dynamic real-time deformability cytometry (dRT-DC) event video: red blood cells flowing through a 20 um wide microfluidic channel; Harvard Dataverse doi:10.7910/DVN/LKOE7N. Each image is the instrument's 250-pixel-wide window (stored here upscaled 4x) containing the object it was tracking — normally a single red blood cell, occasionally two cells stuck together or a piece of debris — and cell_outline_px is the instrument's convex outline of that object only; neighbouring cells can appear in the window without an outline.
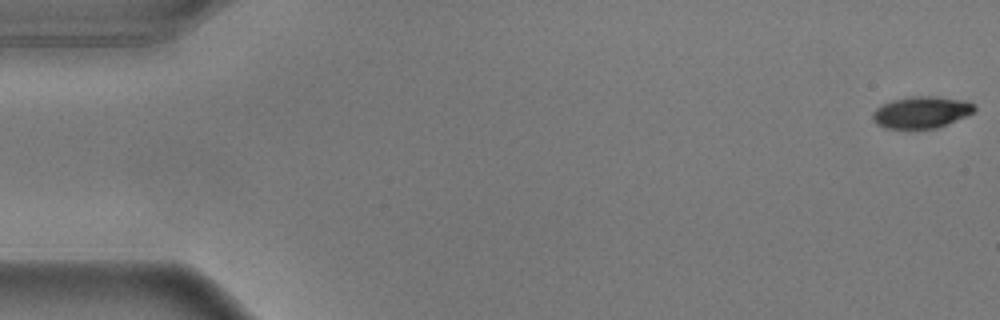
{"species": "common noctule bat (a hibernating species)", "species_latin": "Nyctalus noctula", "temperature_condition": "warm", "stored_images_in_passage": 56, "camera_frame_rate_fps": 3000, "um_per_image_px": 0.085, "animal": {"sex": "male", "body_mass_g": 17.9}, "frame": {"image": 1, "passage_image": 1, "time_ms": 0.0, "image_size_px": [1000, 320], "cell_outline_px": [[976, 108], [972, 112], [964, 116], [936, 128], [884, 128], [876, 124], [872, 120], [872, 112], [876, 108], [892, 100], [912, 96], [936, 96], [968, 100]], "centroid_in_image_um": [78.28, 9.53], "position_along_channel_um": 6.7, "area_um2": 18.67}}
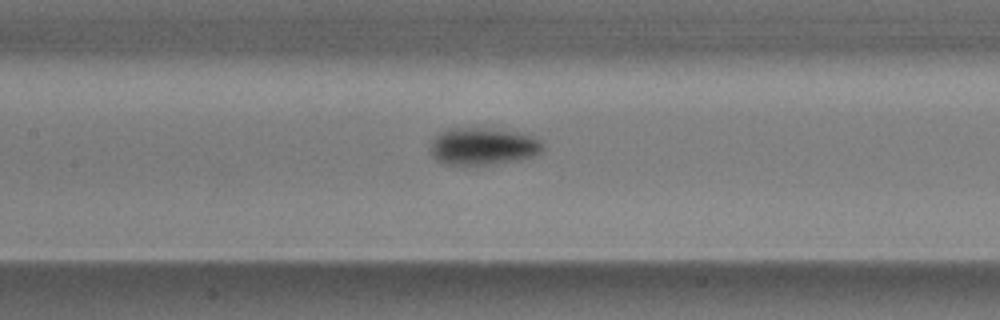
{"frame": {"image": 2, "passage_image": 26, "time_ms": 8.333, "image_size_px": [1000, 320], "cell_outline_px": [[544, 148], [540, 152], [532, 156], [520, 160], [492, 164], [444, 164], [436, 160], [432, 156], [428, 148], [432, 140], [440, 132], [448, 128], [492, 128], [516, 132], [532, 136], [544, 140]], "centroid_in_image_um": [41.05, 12.43], "position_along_channel_um": 166.3, "area_um2": 24.68}}
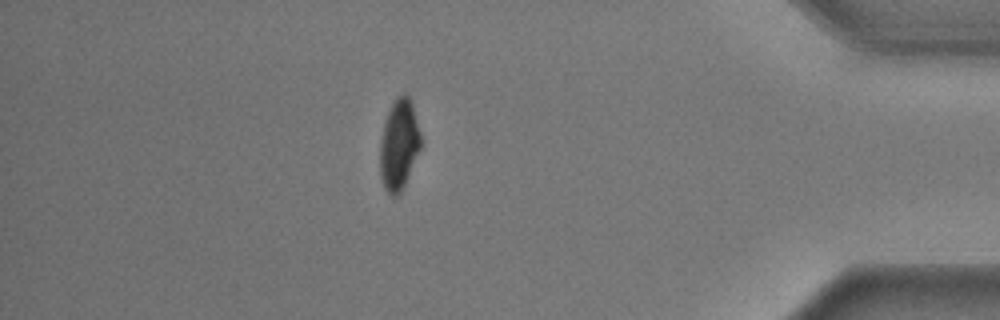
{"frame": {"image": 3, "passage_image": 49, "time_ms": 16.0, "image_size_px": [1000, 320], "cell_outline_px": [[420, 148], [404, 188], [396, 196], [392, 196], [384, 188], [380, 176], [380, 140], [384, 124], [388, 112], [396, 96], [404, 92], [412, 100], [420, 132]], "centroid_in_image_um": [33.91, 12.28], "position_along_channel_um": 401.3, "area_um2": 21.62}, "authors_computed_cell_mechanics": {"area_um2": 21.6461, "velocity_mm_per_s": 3.612, "shape_relaxation_time_tau1_ms": 2.3972, "shape_relaxation_time_tau2_ms": 1.0966, "deformation_change_tau1": 0.141, "deformation_change_tau2": 0.041}}